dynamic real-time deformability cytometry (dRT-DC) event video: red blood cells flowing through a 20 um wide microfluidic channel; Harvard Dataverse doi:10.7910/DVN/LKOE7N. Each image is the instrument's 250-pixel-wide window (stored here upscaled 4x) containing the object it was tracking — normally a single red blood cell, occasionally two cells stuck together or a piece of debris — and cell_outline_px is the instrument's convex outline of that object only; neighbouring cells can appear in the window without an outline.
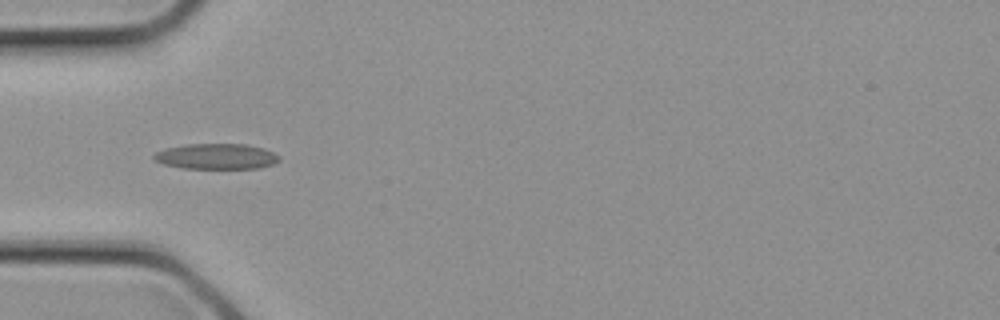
{"species": "common noctule bat (a hibernating species)", "species_latin": "Nyctalus noctula", "temperature_condition": "cold", "stored_images_in_passage": 12, "camera_frame_rate_fps": 3000, "um_per_image_px": 0.085, "animal": {"sex": "female", "body_mass_g": 21.9}, "frame": {"image": 1, "passage_image": 9, "time_ms": 2.667, "image_size_px": [1000, 320], "cell_outline_px": [[280, 160], [272, 164], [260, 168], [184, 168], [164, 164], [156, 160], [152, 156], [156, 152], [164, 148], [184, 144], [248, 144], [264, 148], [280, 156]], "centroid_in_image_um": [18.4, 13.28], "position_along_channel_um": 66.6, "area_um2": 18.67}}
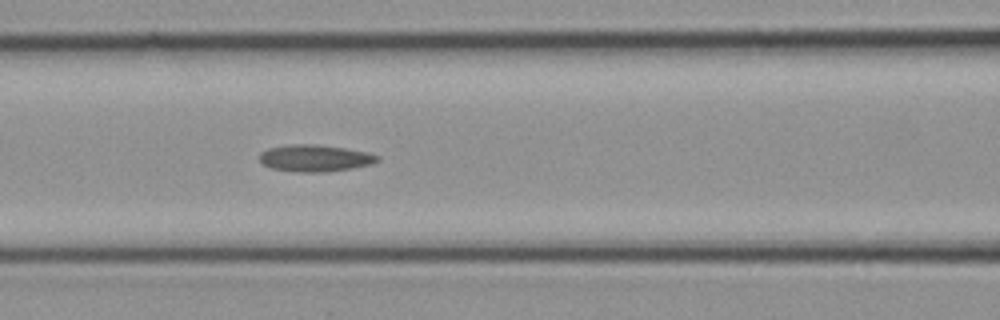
{"frame": {"image": 2, "passage_image": 12, "time_ms": 3.667, "image_size_px": [1000, 320], "cell_outline_px": [[380, 160], [372, 164], [352, 168], [320, 172], [300, 172], [272, 168], [264, 164], [260, 160], [260, 152], [268, 148], [288, 144], [316, 144], [344, 148], [368, 152], [380, 156]], "centroid_in_image_um": [26.79, 13.43], "position_along_channel_um": 139.8, "area_um2": 18.38}}